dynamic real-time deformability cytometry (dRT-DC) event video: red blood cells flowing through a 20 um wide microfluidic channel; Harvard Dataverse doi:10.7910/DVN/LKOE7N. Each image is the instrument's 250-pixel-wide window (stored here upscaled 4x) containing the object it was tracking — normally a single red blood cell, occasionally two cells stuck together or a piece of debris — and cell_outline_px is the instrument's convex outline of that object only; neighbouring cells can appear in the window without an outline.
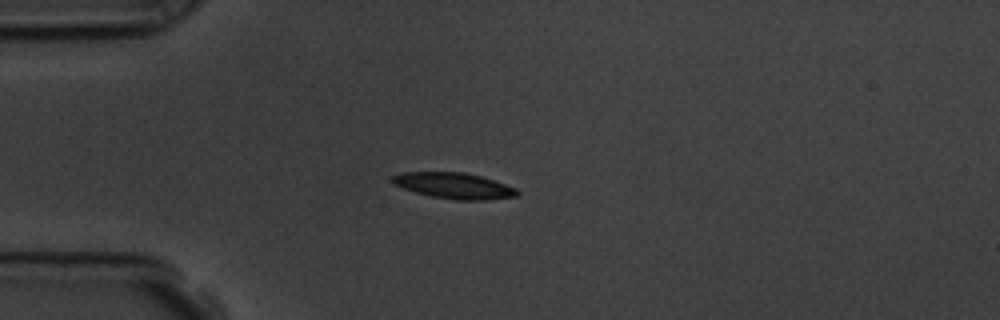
{"species": "common noctule bat (a hibernating species)", "species_latin": "Nyctalus noctula", "temperature_condition": "room temperature", "stored_images_in_passage": 43, "camera_frame_rate_fps": 3000, "um_per_image_px": 0.085, "animal": {"sex": "male", "body_mass_g": 19.5, "forearm_length_mm": 54.6}, "frame": {"image": 1, "passage_image": 1, "time_ms": 0.0, "image_size_px": [1000, 320], "cell_outline_px": [[520, 192], [516, 196], [488, 200], [456, 200], [432, 196], [416, 192], [392, 184], [392, 176], [404, 172], [464, 172], [480, 176], [516, 188]], "centroid_in_image_um": [38.59, 15.78], "position_along_channel_um": 46.4, "area_um2": 18.67}}
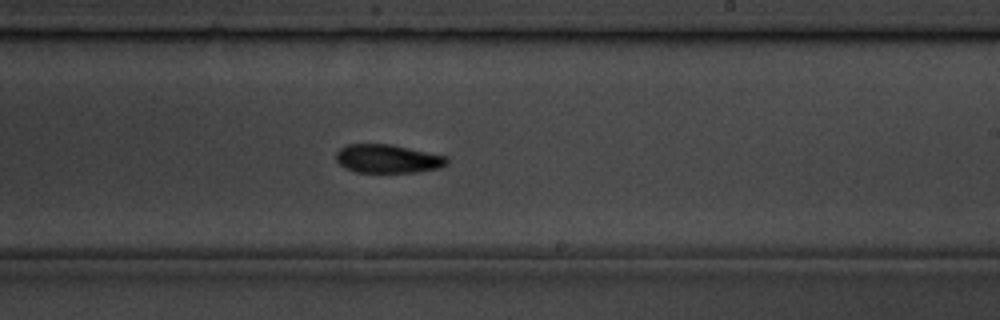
{"frame": {"image": 2, "passage_image": 20, "time_ms": 6.333, "image_size_px": [1000, 320], "cell_outline_px": [[448, 164], [440, 168], [416, 172], [356, 172], [344, 168], [336, 160], [336, 152], [340, 148], [348, 144], [388, 144], [448, 156]], "centroid_in_image_um": [32.96, 13.5], "position_along_channel_um": 256.0, "area_um2": 18.44}}
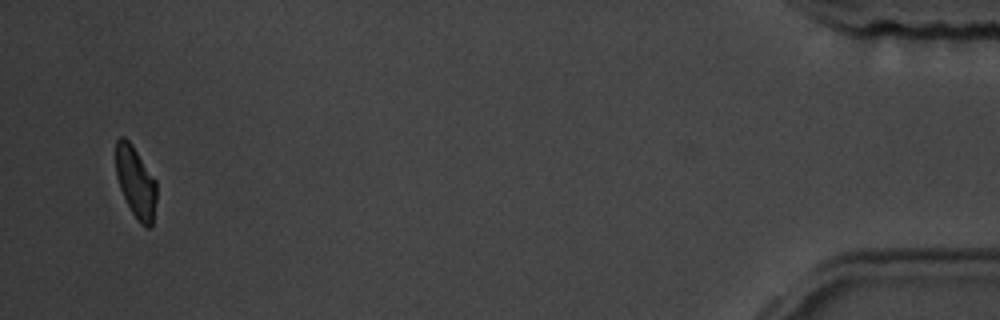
{"frame": {"image": 3, "passage_image": 41, "time_ms": 13.333, "image_size_px": [1000, 320], "cell_outline_px": [[156, 200], [152, 224], [148, 228], [132, 212], [120, 188], [116, 176], [116, 140], [120, 136], [124, 136], [132, 144], [156, 180]], "centroid_in_image_um": [11.53, 15.41], "position_along_channel_um": 423.7, "area_um2": 16.59}, "authors_computed_cell_mechanics": {"area_um2": 18.5538, "velocity_mm_per_s": 3.5895, "shape_relaxation_time_tau1_ms": 2.4493, "shape_relaxation_time_tau2_ms": 3.7589, "deformation_change_tau1": 0.1086, "deformation_change_tau2": 0.079}}